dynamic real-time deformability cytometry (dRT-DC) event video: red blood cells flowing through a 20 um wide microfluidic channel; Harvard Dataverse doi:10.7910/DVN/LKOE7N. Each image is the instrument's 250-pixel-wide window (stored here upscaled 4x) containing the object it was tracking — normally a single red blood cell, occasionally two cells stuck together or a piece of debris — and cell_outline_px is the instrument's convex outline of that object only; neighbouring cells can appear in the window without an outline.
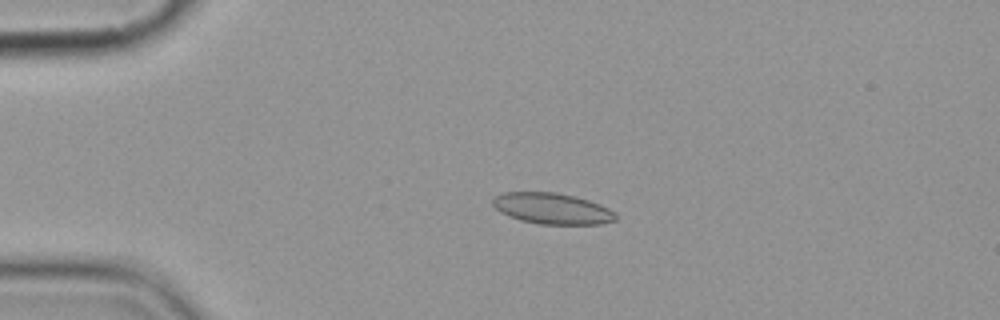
{"species": "common noctule bat (a hibernating species)", "species_latin": "Nyctalus noctula", "temperature_condition": "cold", "stored_images_in_passage": 14, "camera_frame_rate_fps": 3000, "um_per_image_px": 0.085, "animal": {"sex": "female", "body_mass_g": 19.9}, "frame": {"image": 1, "passage_image": 3, "time_ms": 2.333, "image_size_px": [1000, 320], "cell_outline_px": [[616, 220], [600, 224], [540, 224], [520, 220], [508, 216], [500, 212], [492, 204], [492, 200], [500, 192], [556, 192], [576, 196], [600, 204], [616, 212]], "centroid_in_image_um": [46.93, 17.72], "position_along_channel_um": 38.1, "area_um2": 22.37}}
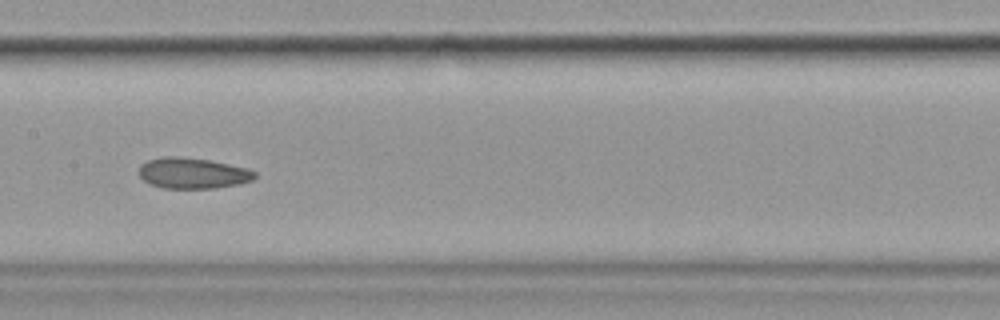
{"frame": {"image": 2, "passage_image": 7, "time_ms": 7.667, "image_size_px": [1000, 320], "cell_outline_px": [[256, 176], [252, 180], [236, 184], [212, 188], [160, 188], [148, 184], [140, 176], [140, 164], [148, 160], [164, 156], [180, 156], [208, 160], [248, 168], [256, 172]], "centroid_in_image_um": [16.35, 14.71], "position_along_channel_um": 191.1, "area_um2": 20.75}}
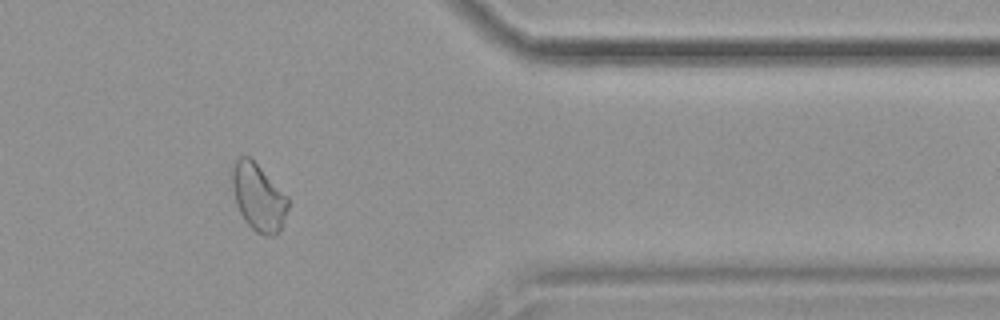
{"frame": {"image": 3, "passage_image": 12, "time_ms": 13.667, "image_size_px": [1000, 320], "cell_outline_px": [[288, 208], [280, 232], [276, 236], [264, 236], [256, 232], [244, 220], [236, 204], [228, 172], [232, 164], [240, 156], [248, 156], [288, 196]], "centroid_in_image_um": [21.93, 16.77], "position_along_channel_um": 389.5, "area_um2": 22.2}, "authors_computed_cell_mechanics": {"area_um2": 21.4727, "velocity_mm_per_s": 3.5741, "shape_relaxation_time_tau1_ms": null, "shape_relaxation_time_tau2_ms": 1.1536, "deformation_change_tau1": null, "deformation_change_tau2": 0.043}}